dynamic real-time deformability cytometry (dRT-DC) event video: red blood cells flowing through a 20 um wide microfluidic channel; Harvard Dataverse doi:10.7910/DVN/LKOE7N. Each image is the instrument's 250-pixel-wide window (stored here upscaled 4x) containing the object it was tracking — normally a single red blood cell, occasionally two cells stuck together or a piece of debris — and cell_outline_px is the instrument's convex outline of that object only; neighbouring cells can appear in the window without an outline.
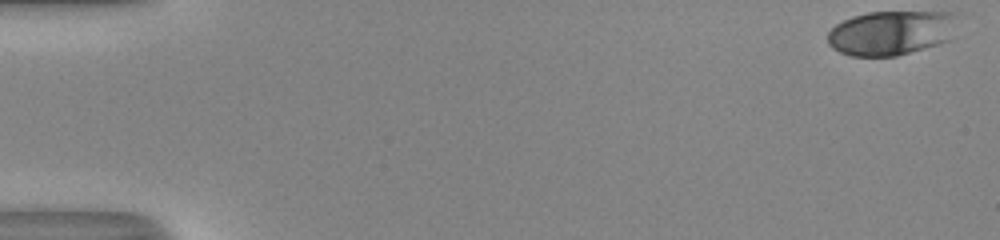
{"species": "human", "species_latin": "Homo sapiens", "temperature_condition": "room temperature", "stored_images_in_passage": 45, "camera_frame_rate_fps": 3000, "um_per_image_px": 0.085, "donor": {"sex": "male"}, "frame": {"image": 1, "passage_image": 1, "time_ms": 0.0, "image_size_px": [1000, 240], "cell_outline_px": [[956, 12], [948, 40], [924, 48], [896, 56], [852, 56], [840, 52], [832, 48], [828, 44], [828, 32], [836, 24], [852, 16], [868, 12]], "centroid_in_image_um": [75.66, 2.79], "position_along_channel_um": 9.3, "area_um2": 33.18}}
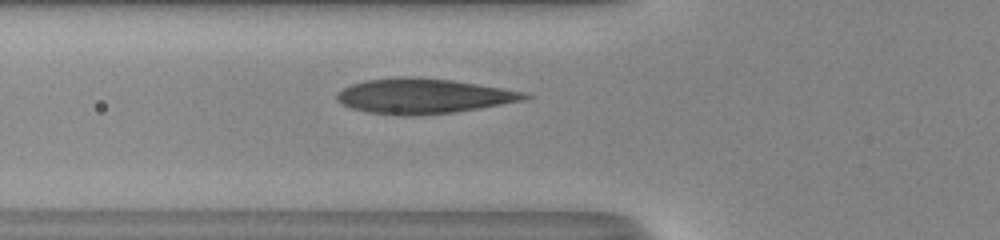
{"frame": {"image": 2, "passage_image": 20, "time_ms": 6.333, "image_size_px": [1000, 240], "cell_outline_px": [[532, 96], [528, 100], [452, 112], [408, 116], [400, 116], [368, 112], [352, 108], [336, 100], [336, 92], [352, 84], [364, 80], [400, 76], [412, 76], [452, 80], [528, 92]], "centroid_in_image_um": [36.0, 8.15], "position_along_channel_um": 89.8, "area_um2": 38.44}}
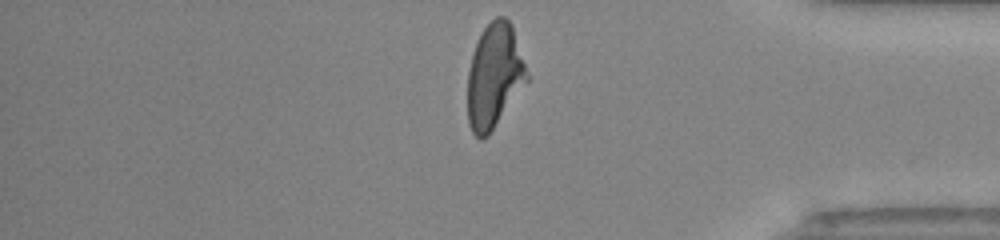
{"frame": {"image": 3, "passage_image": 44, "time_ms": 14.333, "image_size_px": [1000, 240], "cell_outline_px": [[528, 80], [488, 136], [480, 140], [472, 132], [468, 124], [468, 72], [472, 52], [480, 32], [496, 16], [504, 16], [512, 24], [528, 76]], "centroid_in_image_um": [41.99, 6.46], "position_along_channel_um": 393.2, "area_um2": 35.89}, "authors_computed_cell_mechanics": {"area_um2": 36.2406, "velocity_mm_per_s": 4.0712, "shape_relaxation_time_tau1_ms": 5.411, "shape_relaxation_time_tau2_ms": 0.7205, "deformation_change_tau1": 0.238, "deformation_change_tau2": 0.0949}}